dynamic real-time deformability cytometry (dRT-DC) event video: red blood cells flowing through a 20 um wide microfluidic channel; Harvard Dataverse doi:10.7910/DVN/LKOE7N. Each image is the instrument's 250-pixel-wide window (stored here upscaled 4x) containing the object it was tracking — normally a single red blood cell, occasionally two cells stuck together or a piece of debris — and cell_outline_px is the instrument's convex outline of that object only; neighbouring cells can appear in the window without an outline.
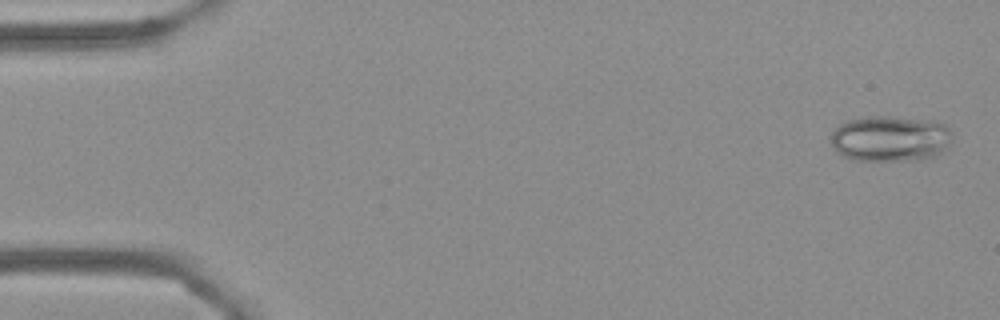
{"species": "Egyptian fruit bat (a non-hibernating species)", "species_latin": "Rousettus aegyptiacus", "temperature_condition": "cold", "stored_images_in_passage": 4, "camera_frame_rate_fps": 3000, "um_per_image_px": 0.085, "frame": {"image": 1, "passage_image": 1, "time_ms": 0.0, "image_size_px": [1000, 320], "cell_outline_px": [[952, 140], [948, 152], [936, 156], [920, 160], [852, 160], [836, 152], [832, 148], [828, 140], [828, 136], [844, 120], [868, 116], [888, 116], [936, 120], [944, 124], [952, 132]], "centroid_in_image_um": [75.69, 11.78], "position_along_channel_um": 9.3, "area_um2": 33.58}}